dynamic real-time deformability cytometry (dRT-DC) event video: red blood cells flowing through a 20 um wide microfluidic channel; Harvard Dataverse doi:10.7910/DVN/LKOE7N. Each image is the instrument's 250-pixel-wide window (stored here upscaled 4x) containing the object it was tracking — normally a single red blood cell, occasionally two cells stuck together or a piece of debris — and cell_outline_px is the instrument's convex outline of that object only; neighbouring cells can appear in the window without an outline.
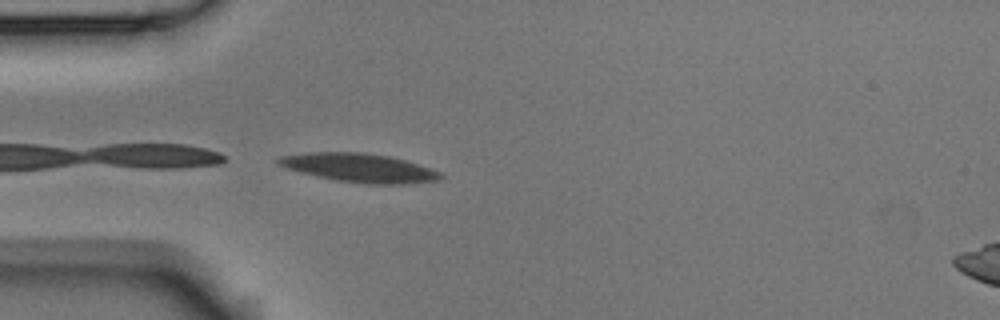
{"species": "Egyptian fruit bat (a non-hibernating species)", "species_latin": "Rousettus aegyptiacus", "temperature_condition": "room temperature", "stored_images_in_passage": 4, "camera_frame_rate_fps": 3000, "um_per_image_px": 0.085, "animal": {"sex": "male"}, "frame": {"image": 1, "passage_image": 4, "time_ms": 1.0, "image_size_px": [1000, 320], "cell_outline_px": [[444, 176], [440, 180], [408, 184], [364, 184], [336, 180], [316, 176], [300, 172], [276, 164], [276, 160], [280, 156], [308, 152], [364, 152], [388, 156], [420, 164], [440, 172]], "centroid_in_image_um": [30.56, 14.27], "position_along_channel_um": 54.4, "area_um2": 27.28}}